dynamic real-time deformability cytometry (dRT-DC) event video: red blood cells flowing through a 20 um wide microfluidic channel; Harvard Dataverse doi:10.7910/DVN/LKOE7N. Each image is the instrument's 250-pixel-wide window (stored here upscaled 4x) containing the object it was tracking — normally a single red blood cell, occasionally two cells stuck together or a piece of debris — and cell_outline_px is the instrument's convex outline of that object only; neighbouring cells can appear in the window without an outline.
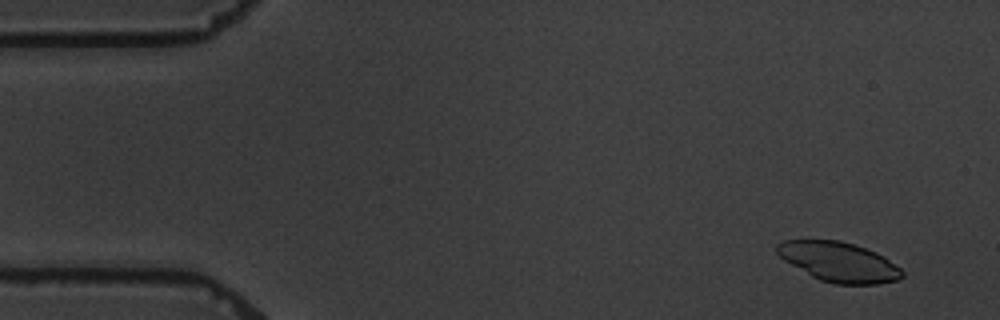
{"species": "common noctule bat (a hibernating species)", "species_latin": "Nyctalus noctula", "temperature_condition": "warm", "stored_images_in_passage": 6, "camera_frame_rate_fps": 3000, "um_per_image_px": 0.085, "animal": {"sex": "male", "body_mass_g": 19.5, "forearm_length_mm": 54.6}, "frame": {"image": 1, "passage_image": 1, "time_ms": 0.0, "image_size_px": [1000, 320], "cell_outline_px": [[904, 276], [896, 280], [876, 284], [836, 284], [820, 280], [812, 276], [784, 260], [776, 252], [776, 244], [784, 240], [840, 240], [876, 252], [884, 256], [900, 268], [904, 272]], "centroid_in_image_um": [71.3, 22.26], "position_along_channel_um": 13.7, "area_um2": 28.73}}